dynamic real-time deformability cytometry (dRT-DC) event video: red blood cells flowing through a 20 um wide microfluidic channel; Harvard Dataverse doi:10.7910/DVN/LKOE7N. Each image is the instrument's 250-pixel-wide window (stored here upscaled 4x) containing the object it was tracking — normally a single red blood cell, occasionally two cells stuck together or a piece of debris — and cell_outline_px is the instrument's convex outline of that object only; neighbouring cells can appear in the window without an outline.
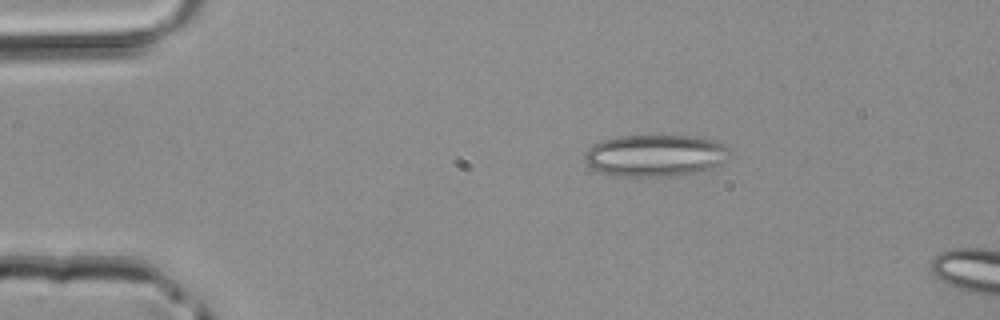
{"species": "common noctule bat (a hibernating species)", "species_latin": "Nyctalus noctula", "temperature_condition": "room temperature", "stored_images_in_passage": 3, "camera_frame_rate_fps": 3000, "um_per_image_px": 0.085, "animal": {"sex": "male", "body_mass_g": 20.4}, "frame": {"image": 1, "passage_image": 1, "time_ms": 0.0, "image_size_px": [1000, 320], "cell_outline_px": [[728, 148], [724, 160], [720, 164], [700, 172], [672, 176], [620, 176], [600, 172], [592, 168], [584, 160], [584, 156], [588, 148], [592, 144], [600, 140], [620, 136], [692, 136], [716, 140], [724, 144]], "centroid_in_image_um": [55.66, 13.21], "position_along_channel_um": 29.3, "area_um2": 35.32}}